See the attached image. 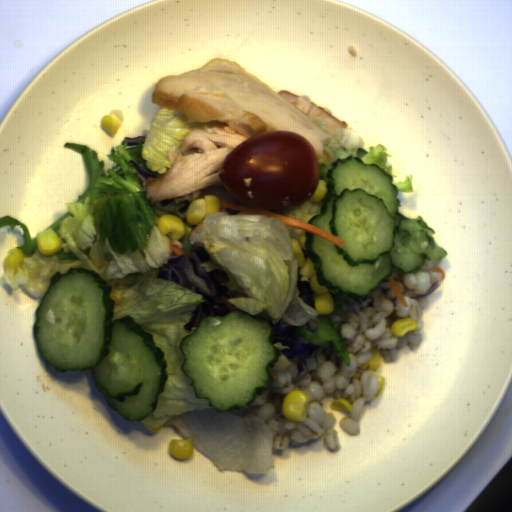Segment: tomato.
<instances>
[{
    "mask_svg": "<svg viewBox=\"0 0 512 512\" xmlns=\"http://www.w3.org/2000/svg\"><path fill=\"white\" fill-rule=\"evenodd\" d=\"M219 173L227 193L245 204L274 211L311 198L320 181L317 151L297 132L275 130L233 148Z\"/></svg>",
    "mask_w": 512,
    "mask_h": 512,
    "instance_id": "tomato-1",
    "label": "tomato"
}]
</instances>
